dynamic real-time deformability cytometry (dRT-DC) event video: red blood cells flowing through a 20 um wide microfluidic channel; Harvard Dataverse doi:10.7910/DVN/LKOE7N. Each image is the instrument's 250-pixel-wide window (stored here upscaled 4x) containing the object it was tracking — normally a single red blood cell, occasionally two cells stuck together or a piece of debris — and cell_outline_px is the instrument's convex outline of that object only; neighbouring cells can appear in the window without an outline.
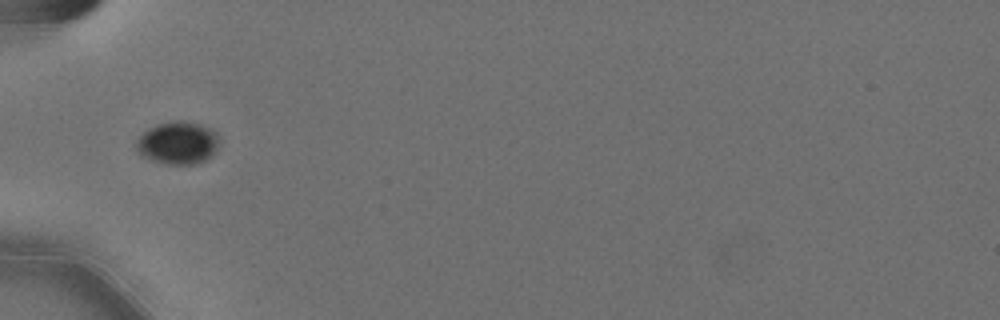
{"species": "Egyptian fruit bat (a non-hibernating species)", "species_latin": "Rousettus aegyptiacus", "temperature_condition": "cold", "stored_images_in_passage": 36, "camera_frame_rate_fps": 3000, "um_per_image_px": 0.085, "animal": {"sex": "female"}, "frame": {"image": 1, "passage_image": 1, "time_ms": 0.0, "image_size_px": [1000, 320], "cell_outline_px": [[220, 144], [212, 156], [196, 164], [164, 164], [140, 156], [136, 148], [136, 140], [148, 128], [156, 124], [172, 120], [180, 120], [200, 124], [212, 128], [216, 132], [220, 140]], "centroid_in_image_um": [15.13, 12.14], "position_along_channel_um": 69.9, "area_um2": 21.04}}
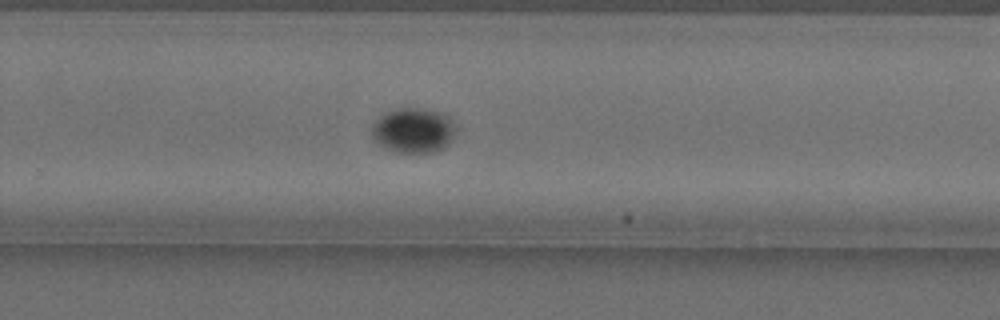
{"frame": {"image": 2, "passage_image": 20, "time_ms": 6.333, "image_size_px": [1000, 320], "cell_outline_px": [[456, 128], [452, 140], [444, 148], [432, 152], [396, 152], [384, 148], [372, 140], [372, 124], [384, 112], [396, 108], [420, 108], [436, 112], [448, 116], [452, 120]], "centroid_in_image_um": [35.1, 11.09], "position_along_channel_um": 294.7, "area_um2": 22.14}}
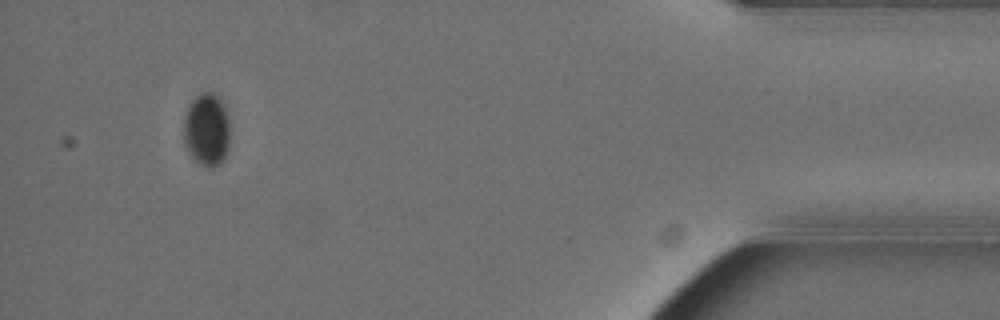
{"frame": {"image": 3, "passage_image": 35, "time_ms": 11.333, "image_size_px": [1000, 320], "cell_outline_px": [[228, 152], [224, 160], [220, 164], [212, 168], [208, 168], [200, 164], [188, 152], [184, 140], [184, 116], [192, 100], [200, 92], [212, 92], [220, 96], [228, 112]], "centroid_in_image_um": [17.59, 11.01], "position_along_channel_um": 417.6, "area_um2": 19.94}}